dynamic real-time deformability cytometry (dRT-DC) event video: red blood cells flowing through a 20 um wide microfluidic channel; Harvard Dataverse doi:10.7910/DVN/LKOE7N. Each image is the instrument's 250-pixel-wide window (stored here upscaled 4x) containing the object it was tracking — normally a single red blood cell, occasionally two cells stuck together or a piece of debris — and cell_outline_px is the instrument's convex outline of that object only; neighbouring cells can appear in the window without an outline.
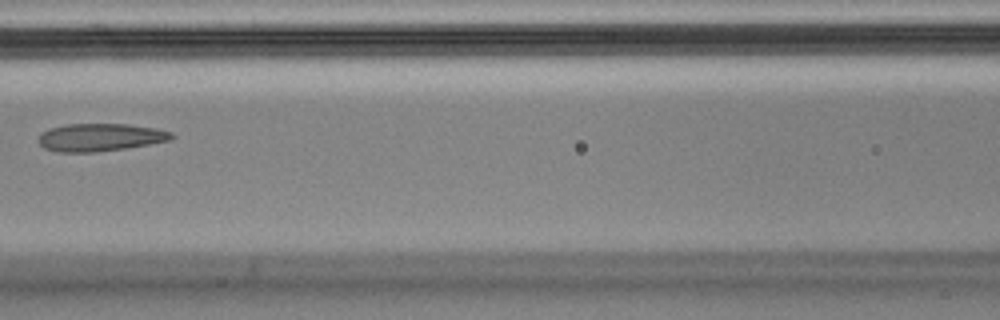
{"species": "Egyptian fruit bat (a non-hibernating species)", "species_latin": "Rousettus aegyptiacus", "temperature_condition": "cold", "stored_images_in_passage": 4, "camera_frame_rate_fps": 3000, "um_per_image_px": 0.085, "animal": {"sex": "male"}, "frame": {"image": 1, "passage_image": 3, "time_ms": 0.667, "image_size_px": [1000, 320], "cell_outline_px": [[176, 136], [172, 140], [124, 148], [92, 152], [56, 152], [44, 148], [36, 140], [40, 132], [48, 128], [68, 124], [128, 124], [156, 128], [172, 132]], "centroid_in_image_um": [8.48, 11.66], "position_along_channel_um": 158.1, "area_um2": 21.68}}
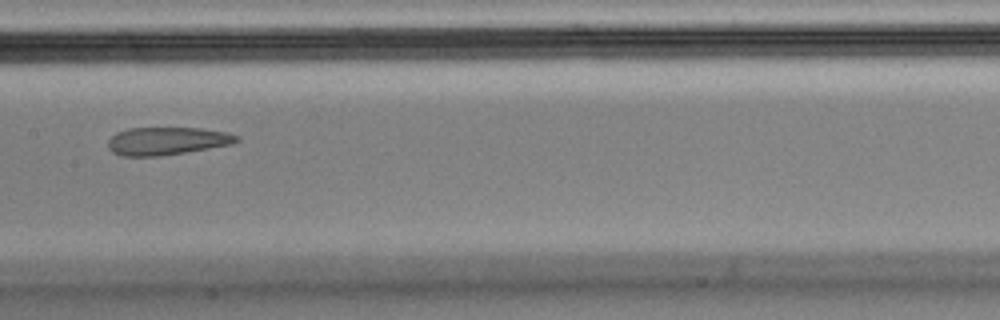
{"frame": {"image": 2, "passage_image": 4, "time_ms": 1.0, "image_size_px": [1000, 320], "cell_outline_px": [[240, 140], [232, 144], [160, 156], [120, 156], [112, 152], [108, 148], [108, 140], [116, 132], [128, 128], [200, 128], [228, 132], [240, 136]], "centroid_in_image_um": [14.18, 11.98], "position_along_channel_um": 193.2, "area_um2": 20.92}}